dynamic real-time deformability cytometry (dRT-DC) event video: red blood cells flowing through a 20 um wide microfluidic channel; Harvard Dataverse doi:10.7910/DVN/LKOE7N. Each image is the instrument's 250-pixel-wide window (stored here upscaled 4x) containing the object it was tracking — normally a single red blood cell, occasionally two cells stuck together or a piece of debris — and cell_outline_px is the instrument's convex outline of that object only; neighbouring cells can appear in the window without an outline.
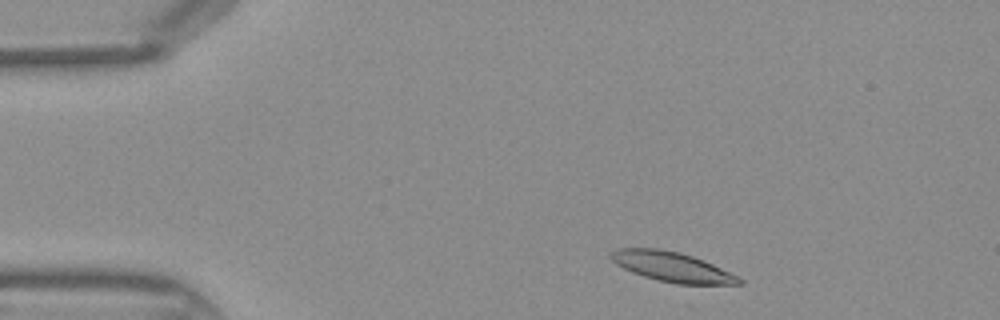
{"species": "Egyptian fruit bat (a non-hibernating species)", "species_latin": "Rousettus aegyptiacus", "temperature_condition": "warm", "stored_images_in_passage": 40, "camera_frame_rate_fps": 3000, "um_per_image_px": 0.085, "frame": {"image": 1, "passage_image": 3, "time_ms": 0.667, "image_size_px": [1000, 320], "cell_outline_px": [[744, 284], [692, 288], [688, 288], [656, 280], [632, 272], [616, 264], [608, 256], [608, 252], [616, 248], [656, 248], [680, 252], [704, 260], [744, 280]], "centroid_in_image_um": [57.19, 22.75], "position_along_channel_um": 27.8, "area_um2": 23.41}}
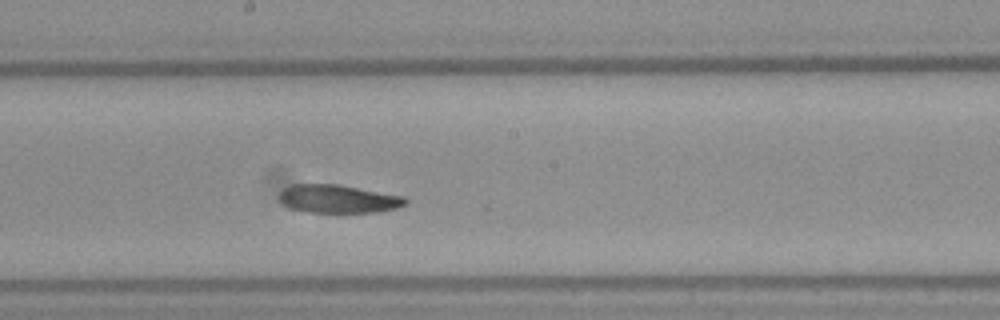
{"frame": {"image": 2, "passage_image": 20, "time_ms": 6.333, "image_size_px": [1000, 320], "cell_outline_px": [[408, 204], [396, 208], [376, 212], [308, 212], [288, 208], [280, 200], [280, 192], [284, 188], [292, 184], [336, 184], [404, 196], [408, 200]], "centroid_in_image_um": [28.75, 16.9], "position_along_channel_um": 219.4, "area_um2": 20.69}}
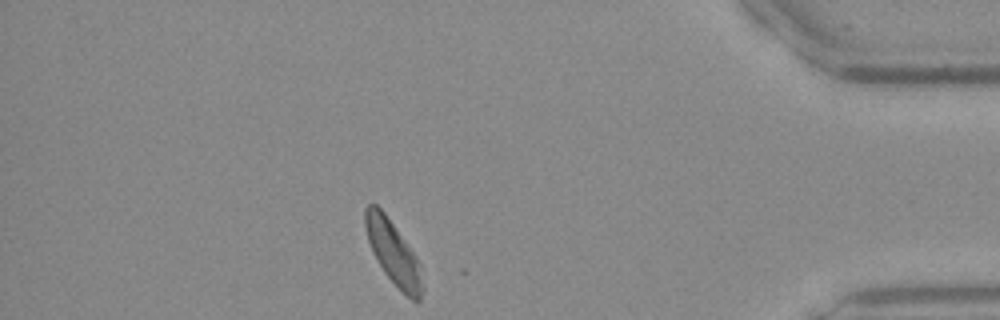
{"frame": {"image": 3, "passage_image": 35, "time_ms": 11.333, "image_size_px": [1000, 320], "cell_outline_px": [[424, 288], [420, 300], [412, 300], [384, 272], [372, 252], [368, 240], [364, 224], [364, 208], [368, 204], [376, 204], [384, 212], [416, 256]], "centroid_in_image_um": [33.39, 21.44], "position_along_channel_um": 401.8, "area_um2": 20.63}}